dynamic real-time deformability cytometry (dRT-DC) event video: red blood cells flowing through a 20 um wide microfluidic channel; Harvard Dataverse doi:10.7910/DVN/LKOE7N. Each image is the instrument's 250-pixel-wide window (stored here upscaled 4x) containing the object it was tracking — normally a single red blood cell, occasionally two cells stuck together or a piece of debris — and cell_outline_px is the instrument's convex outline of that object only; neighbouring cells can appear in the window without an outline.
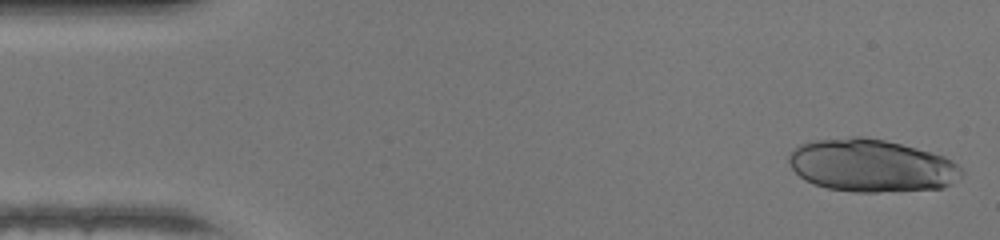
{"species": "human", "species_latin": "Homo sapiens", "temperature_condition": "warm", "stored_images_in_passage": 13, "camera_frame_rate_fps": 3000, "um_per_image_px": 0.085, "donor": {"sex": "female"}, "frame": {"image": 1, "passage_image": 1, "time_ms": 0.0, "image_size_px": [1000, 240], "cell_outline_px": [[964, 172], [960, 176], [944, 188], [876, 192], [856, 192], [828, 188], [804, 180], [792, 168], [788, 160], [788, 156], [800, 144], [816, 140], [852, 136], [860, 136], [884, 140], [916, 148], [944, 156], [952, 160]], "centroid_in_image_um": [74.06, 14.07], "position_along_channel_um": 10.9, "area_um2": 52.66}}
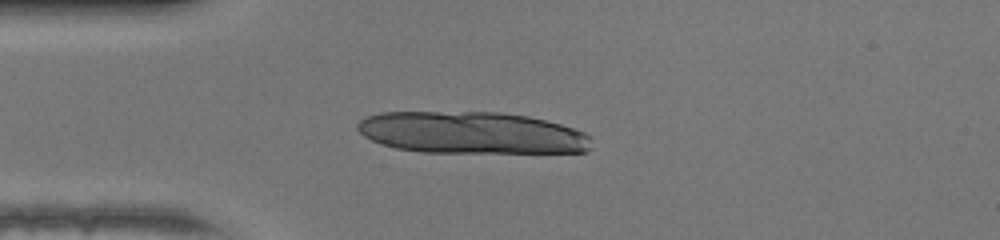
{"frame": {"image": 2, "passage_image": 11, "time_ms": 3.333, "image_size_px": [1000, 240], "cell_outline_px": [[588, 152], [420, 152], [396, 148], [380, 144], [364, 136], [356, 128], [356, 124], [360, 120], [368, 116], [380, 112], [500, 112], [528, 116], [560, 124], [584, 132], [588, 136]], "centroid_in_image_um": [40.02, 11.28], "position_along_channel_um": 45.0, "area_um2": 56.99}}